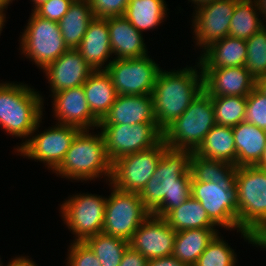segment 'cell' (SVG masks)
Listing matches in <instances>:
<instances>
[{"mask_svg": "<svg viewBox=\"0 0 266 266\" xmlns=\"http://www.w3.org/2000/svg\"><path fill=\"white\" fill-rule=\"evenodd\" d=\"M43 119L44 115L36 124L29 140L16 153L23 158L42 162L45 168L53 172L64 159L73 139L81 129L56 123L39 131Z\"/></svg>", "mask_w": 266, "mask_h": 266, "instance_id": "30bf717a", "label": "cell"}, {"mask_svg": "<svg viewBox=\"0 0 266 266\" xmlns=\"http://www.w3.org/2000/svg\"><path fill=\"white\" fill-rule=\"evenodd\" d=\"M238 230L260 241L266 234V171L261 167H236Z\"/></svg>", "mask_w": 266, "mask_h": 266, "instance_id": "5b68a950", "label": "cell"}, {"mask_svg": "<svg viewBox=\"0 0 266 266\" xmlns=\"http://www.w3.org/2000/svg\"><path fill=\"white\" fill-rule=\"evenodd\" d=\"M237 1L216 0L192 13V39L195 40V46L202 49L200 54L212 43L229 36L230 22Z\"/></svg>", "mask_w": 266, "mask_h": 266, "instance_id": "9a60e30c", "label": "cell"}, {"mask_svg": "<svg viewBox=\"0 0 266 266\" xmlns=\"http://www.w3.org/2000/svg\"><path fill=\"white\" fill-rule=\"evenodd\" d=\"M32 87L24 82H0V127L13 138H22L14 147L15 153L29 140L44 115L45 99Z\"/></svg>", "mask_w": 266, "mask_h": 266, "instance_id": "3957f363", "label": "cell"}, {"mask_svg": "<svg viewBox=\"0 0 266 266\" xmlns=\"http://www.w3.org/2000/svg\"><path fill=\"white\" fill-rule=\"evenodd\" d=\"M157 123L152 95H118L99 124Z\"/></svg>", "mask_w": 266, "mask_h": 266, "instance_id": "44dd1931", "label": "cell"}, {"mask_svg": "<svg viewBox=\"0 0 266 266\" xmlns=\"http://www.w3.org/2000/svg\"><path fill=\"white\" fill-rule=\"evenodd\" d=\"M261 18L255 0H238L231 18L229 36L245 40L251 38L266 26Z\"/></svg>", "mask_w": 266, "mask_h": 266, "instance_id": "4dcf8cb0", "label": "cell"}, {"mask_svg": "<svg viewBox=\"0 0 266 266\" xmlns=\"http://www.w3.org/2000/svg\"><path fill=\"white\" fill-rule=\"evenodd\" d=\"M74 0H49L40 4L34 12L45 19L59 22L68 12Z\"/></svg>", "mask_w": 266, "mask_h": 266, "instance_id": "ab89813d", "label": "cell"}, {"mask_svg": "<svg viewBox=\"0 0 266 266\" xmlns=\"http://www.w3.org/2000/svg\"><path fill=\"white\" fill-rule=\"evenodd\" d=\"M6 22H7L6 18H4L3 16L0 15V35L2 33V30H3L4 25H5Z\"/></svg>", "mask_w": 266, "mask_h": 266, "instance_id": "816d5d0a", "label": "cell"}, {"mask_svg": "<svg viewBox=\"0 0 266 266\" xmlns=\"http://www.w3.org/2000/svg\"><path fill=\"white\" fill-rule=\"evenodd\" d=\"M258 11L261 13L262 20L266 22V0H255Z\"/></svg>", "mask_w": 266, "mask_h": 266, "instance_id": "ee69618b", "label": "cell"}, {"mask_svg": "<svg viewBox=\"0 0 266 266\" xmlns=\"http://www.w3.org/2000/svg\"><path fill=\"white\" fill-rule=\"evenodd\" d=\"M13 1L15 0H0V15L4 18H6L5 12L8 9V6L11 5Z\"/></svg>", "mask_w": 266, "mask_h": 266, "instance_id": "f6af8a7d", "label": "cell"}, {"mask_svg": "<svg viewBox=\"0 0 266 266\" xmlns=\"http://www.w3.org/2000/svg\"><path fill=\"white\" fill-rule=\"evenodd\" d=\"M246 43L247 56L244 66L255 80L266 77V26L246 39Z\"/></svg>", "mask_w": 266, "mask_h": 266, "instance_id": "d590c367", "label": "cell"}, {"mask_svg": "<svg viewBox=\"0 0 266 266\" xmlns=\"http://www.w3.org/2000/svg\"><path fill=\"white\" fill-rule=\"evenodd\" d=\"M216 125L234 127L245 120L247 97H211Z\"/></svg>", "mask_w": 266, "mask_h": 266, "instance_id": "836d02e7", "label": "cell"}, {"mask_svg": "<svg viewBox=\"0 0 266 266\" xmlns=\"http://www.w3.org/2000/svg\"><path fill=\"white\" fill-rule=\"evenodd\" d=\"M129 0H89L94 17L124 16Z\"/></svg>", "mask_w": 266, "mask_h": 266, "instance_id": "f35d334b", "label": "cell"}, {"mask_svg": "<svg viewBox=\"0 0 266 266\" xmlns=\"http://www.w3.org/2000/svg\"><path fill=\"white\" fill-rule=\"evenodd\" d=\"M176 231L162 217L150 214L134 232L129 246L147 260L171 256Z\"/></svg>", "mask_w": 266, "mask_h": 266, "instance_id": "2e32d148", "label": "cell"}, {"mask_svg": "<svg viewBox=\"0 0 266 266\" xmlns=\"http://www.w3.org/2000/svg\"><path fill=\"white\" fill-rule=\"evenodd\" d=\"M190 150L167 147L153 176L139 193L145 208L165 218L191 197Z\"/></svg>", "mask_w": 266, "mask_h": 266, "instance_id": "6da1fadb", "label": "cell"}, {"mask_svg": "<svg viewBox=\"0 0 266 266\" xmlns=\"http://www.w3.org/2000/svg\"><path fill=\"white\" fill-rule=\"evenodd\" d=\"M55 123L78 127L79 129L97 130L99 120L92 114L86 100L83 85L50 96Z\"/></svg>", "mask_w": 266, "mask_h": 266, "instance_id": "e0dca14e", "label": "cell"}, {"mask_svg": "<svg viewBox=\"0 0 266 266\" xmlns=\"http://www.w3.org/2000/svg\"><path fill=\"white\" fill-rule=\"evenodd\" d=\"M97 129L101 130L111 162L124 155L149 149L163 139V131L157 123L99 124Z\"/></svg>", "mask_w": 266, "mask_h": 266, "instance_id": "4fadbf2b", "label": "cell"}, {"mask_svg": "<svg viewBox=\"0 0 266 266\" xmlns=\"http://www.w3.org/2000/svg\"><path fill=\"white\" fill-rule=\"evenodd\" d=\"M216 125L211 96L203 89L189 107L163 130L169 148L195 152Z\"/></svg>", "mask_w": 266, "mask_h": 266, "instance_id": "8992f818", "label": "cell"}, {"mask_svg": "<svg viewBox=\"0 0 266 266\" xmlns=\"http://www.w3.org/2000/svg\"><path fill=\"white\" fill-rule=\"evenodd\" d=\"M92 72L77 49H68L43 70L50 85L49 97L58 91L83 85Z\"/></svg>", "mask_w": 266, "mask_h": 266, "instance_id": "ac0fdd59", "label": "cell"}, {"mask_svg": "<svg viewBox=\"0 0 266 266\" xmlns=\"http://www.w3.org/2000/svg\"><path fill=\"white\" fill-rule=\"evenodd\" d=\"M147 262L148 260L140 252L129 246L124 252L119 266H147Z\"/></svg>", "mask_w": 266, "mask_h": 266, "instance_id": "60d3db41", "label": "cell"}, {"mask_svg": "<svg viewBox=\"0 0 266 266\" xmlns=\"http://www.w3.org/2000/svg\"><path fill=\"white\" fill-rule=\"evenodd\" d=\"M214 1H216V0H188V2H191L193 4L194 8H195L193 10V12L196 9L200 8L201 6H204V5L209 4L211 2H214Z\"/></svg>", "mask_w": 266, "mask_h": 266, "instance_id": "7dc6e473", "label": "cell"}, {"mask_svg": "<svg viewBox=\"0 0 266 266\" xmlns=\"http://www.w3.org/2000/svg\"><path fill=\"white\" fill-rule=\"evenodd\" d=\"M219 233L217 228L189 229L176 232L173 256L193 266L208 244Z\"/></svg>", "mask_w": 266, "mask_h": 266, "instance_id": "83f0119b", "label": "cell"}, {"mask_svg": "<svg viewBox=\"0 0 266 266\" xmlns=\"http://www.w3.org/2000/svg\"><path fill=\"white\" fill-rule=\"evenodd\" d=\"M1 257H0V266H6V265H3V262L1 261Z\"/></svg>", "mask_w": 266, "mask_h": 266, "instance_id": "f5cc1de1", "label": "cell"}, {"mask_svg": "<svg viewBox=\"0 0 266 266\" xmlns=\"http://www.w3.org/2000/svg\"><path fill=\"white\" fill-rule=\"evenodd\" d=\"M108 186L111 194L107 196L102 233L129 242L151 213L145 208L139 193L119 191L110 183Z\"/></svg>", "mask_w": 266, "mask_h": 266, "instance_id": "8fae6325", "label": "cell"}, {"mask_svg": "<svg viewBox=\"0 0 266 266\" xmlns=\"http://www.w3.org/2000/svg\"><path fill=\"white\" fill-rule=\"evenodd\" d=\"M94 14L89 0H74L68 12L58 22L62 37L68 49H77L87 31Z\"/></svg>", "mask_w": 266, "mask_h": 266, "instance_id": "4316f807", "label": "cell"}, {"mask_svg": "<svg viewBox=\"0 0 266 266\" xmlns=\"http://www.w3.org/2000/svg\"><path fill=\"white\" fill-rule=\"evenodd\" d=\"M167 147L162 139L149 149L116 159L112 162L109 183L119 191L140 193L156 171L163 151Z\"/></svg>", "mask_w": 266, "mask_h": 266, "instance_id": "7c38bea8", "label": "cell"}, {"mask_svg": "<svg viewBox=\"0 0 266 266\" xmlns=\"http://www.w3.org/2000/svg\"><path fill=\"white\" fill-rule=\"evenodd\" d=\"M83 89L92 114L101 121L118 96L109 75L105 70L93 71Z\"/></svg>", "mask_w": 266, "mask_h": 266, "instance_id": "d4e9b609", "label": "cell"}, {"mask_svg": "<svg viewBox=\"0 0 266 266\" xmlns=\"http://www.w3.org/2000/svg\"><path fill=\"white\" fill-rule=\"evenodd\" d=\"M30 256L17 255L8 262L6 266H38Z\"/></svg>", "mask_w": 266, "mask_h": 266, "instance_id": "7bdbcfd3", "label": "cell"}, {"mask_svg": "<svg viewBox=\"0 0 266 266\" xmlns=\"http://www.w3.org/2000/svg\"><path fill=\"white\" fill-rule=\"evenodd\" d=\"M190 173L199 182L235 183L236 166L223 161L209 160L196 155L190 158Z\"/></svg>", "mask_w": 266, "mask_h": 266, "instance_id": "1f68e13d", "label": "cell"}, {"mask_svg": "<svg viewBox=\"0 0 266 266\" xmlns=\"http://www.w3.org/2000/svg\"><path fill=\"white\" fill-rule=\"evenodd\" d=\"M107 197L92 193H74L60 204L62 221L73 236V242H84L102 233Z\"/></svg>", "mask_w": 266, "mask_h": 266, "instance_id": "9c48e42d", "label": "cell"}, {"mask_svg": "<svg viewBox=\"0 0 266 266\" xmlns=\"http://www.w3.org/2000/svg\"><path fill=\"white\" fill-rule=\"evenodd\" d=\"M261 248V250H266V234L262 237L260 241H257L254 245V247Z\"/></svg>", "mask_w": 266, "mask_h": 266, "instance_id": "c3c4849f", "label": "cell"}, {"mask_svg": "<svg viewBox=\"0 0 266 266\" xmlns=\"http://www.w3.org/2000/svg\"><path fill=\"white\" fill-rule=\"evenodd\" d=\"M236 149V167L258 165L266 145V130L241 122L232 127Z\"/></svg>", "mask_w": 266, "mask_h": 266, "instance_id": "cb8c5ba5", "label": "cell"}, {"mask_svg": "<svg viewBox=\"0 0 266 266\" xmlns=\"http://www.w3.org/2000/svg\"><path fill=\"white\" fill-rule=\"evenodd\" d=\"M257 166L261 167L263 170L266 171V145H265V151H264L263 157Z\"/></svg>", "mask_w": 266, "mask_h": 266, "instance_id": "681fc988", "label": "cell"}, {"mask_svg": "<svg viewBox=\"0 0 266 266\" xmlns=\"http://www.w3.org/2000/svg\"><path fill=\"white\" fill-rule=\"evenodd\" d=\"M77 50L93 71L107 68L114 59L107 18L94 17L90 21Z\"/></svg>", "mask_w": 266, "mask_h": 266, "instance_id": "ffe728a7", "label": "cell"}, {"mask_svg": "<svg viewBox=\"0 0 266 266\" xmlns=\"http://www.w3.org/2000/svg\"><path fill=\"white\" fill-rule=\"evenodd\" d=\"M246 56V40L227 36L207 47L197 61L201 68H227L244 66Z\"/></svg>", "mask_w": 266, "mask_h": 266, "instance_id": "603a6c76", "label": "cell"}, {"mask_svg": "<svg viewBox=\"0 0 266 266\" xmlns=\"http://www.w3.org/2000/svg\"><path fill=\"white\" fill-rule=\"evenodd\" d=\"M168 10L165 0H129L124 16L143 34L166 21Z\"/></svg>", "mask_w": 266, "mask_h": 266, "instance_id": "f1b7e54d", "label": "cell"}, {"mask_svg": "<svg viewBox=\"0 0 266 266\" xmlns=\"http://www.w3.org/2000/svg\"><path fill=\"white\" fill-rule=\"evenodd\" d=\"M196 155L236 166V149L233 129L215 125L205 136L204 141L194 152Z\"/></svg>", "mask_w": 266, "mask_h": 266, "instance_id": "484cf974", "label": "cell"}, {"mask_svg": "<svg viewBox=\"0 0 266 266\" xmlns=\"http://www.w3.org/2000/svg\"><path fill=\"white\" fill-rule=\"evenodd\" d=\"M150 55L131 59H113L105 71L118 95H152L162 69Z\"/></svg>", "mask_w": 266, "mask_h": 266, "instance_id": "5bb4252c", "label": "cell"}, {"mask_svg": "<svg viewBox=\"0 0 266 266\" xmlns=\"http://www.w3.org/2000/svg\"><path fill=\"white\" fill-rule=\"evenodd\" d=\"M94 252L101 266H119L129 242L103 233L88 237L84 241Z\"/></svg>", "mask_w": 266, "mask_h": 266, "instance_id": "d6a6232c", "label": "cell"}, {"mask_svg": "<svg viewBox=\"0 0 266 266\" xmlns=\"http://www.w3.org/2000/svg\"><path fill=\"white\" fill-rule=\"evenodd\" d=\"M219 232L208 244L193 266H237L235 250L224 240Z\"/></svg>", "mask_w": 266, "mask_h": 266, "instance_id": "e575fe53", "label": "cell"}, {"mask_svg": "<svg viewBox=\"0 0 266 266\" xmlns=\"http://www.w3.org/2000/svg\"><path fill=\"white\" fill-rule=\"evenodd\" d=\"M176 232L189 229L218 228L209 218L201 203L192 196L173 209L165 218Z\"/></svg>", "mask_w": 266, "mask_h": 266, "instance_id": "f546056e", "label": "cell"}, {"mask_svg": "<svg viewBox=\"0 0 266 266\" xmlns=\"http://www.w3.org/2000/svg\"><path fill=\"white\" fill-rule=\"evenodd\" d=\"M66 254V266H101L94 252L85 242H70Z\"/></svg>", "mask_w": 266, "mask_h": 266, "instance_id": "74e56055", "label": "cell"}, {"mask_svg": "<svg viewBox=\"0 0 266 266\" xmlns=\"http://www.w3.org/2000/svg\"><path fill=\"white\" fill-rule=\"evenodd\" d=\"M203 88L211 97H247L256 87V80L245 66L202 68Z\"/></svg>", "mask_w": 266, "mask_h": 266, "instance_id": "d6986e66", "label": "cell"}, {"mask_svg": "<svg viewBox=\"0 0 266 266\" xmlns=\"http://www.w3.org/2000/svg\"><path fill=\"white\" fill-rule=\"evenodd\" d=\"M22 35L19 37L20 53L43 71L59 58L68 47L64 43L59 23L38 16L31 11Z\"/></svg>", "mask_w": 266, "mask_h": 266, "instance_id": "ba28073f", "label": "cell"}, {"mask_svg": "<svg viewBox=\"0 0 266 266\" xmlns=\"http://www.w3.org/2000/svg\"><path fill=\"white\" fill-rule=\"evenodd\" d=\"M33 4V9L32 11H34L40 4L46 2V1H49V0H30Z\"/></svg>", "mask_w": 266, "mask_h": 266, "instance_id": "f907efd6", "label": "cell"}, {"mask_svg": "<svg viewBox=\"0 0 266 266\" xmlns=\"http://www.w3.org/2000/svg\"><path fill=\"white\" fill-rule=\"evenodd\" d=\"M195 63L178 70L159 71L152 98L157 126L162 131L181 116L204 89L201 64L197 60Z\"/></svg>", "mask_w": 266, "mask_h": 266, "instance_id": "7a4b0ae2", "label": "cell"}, {"mask_svg": "<svg viewBox=\"0 0 266 266\" xmlns=\"http://www.w3.org/2000/svg\"><path fill=\"white\" fill-rule=\"evenodd\" d=\"M147 266H190L189 264L180 262L173 255L161 258L150 259L147 262Z\"/></svg>", "mask_w": 266, "mask_h": 266, "instance_id": "b9f144b4", "label": "cell"}, {"mask_svg": "<svg viewBox=\"0 0 266 266\" xmlns=\"http://www.w3.org/2000/svg\"><path fill=\"white\" fill-rule=\"evenodd\" d=\"M256 88L266 95V77H262L256 80Z\"/></svg>", "mask_w": 266, "mask_h": 266, "instance_id": "bcb514c9", "label": "cell"}, {"mask_svg": "<svg viewBox=\"0 0 266 266\" xmlns=\"http://www.w3.org/2000/svg\"><path fill=\"white\" fill-rule=\"evenodd\" d=\"M91 132V129H82L73 139L64 159L53 171L57 177L67 180L96 181L105 179L110 182L112 162L107 153L101 131ZM96 133V134H95Z\"/></svg>", "mask_w": 266, "mask_h": 266, "instance_id": "277c9868", "label": "cell"}, {"mask_svg": "<svg viewBox=\"0 0 266 266\" xmlns=\"http://www.w3.org/2000/svg\"><path fill=\"white\" fill-rule=\"evenodd\" d=\"M114 59L140 58L148 55L143 34L125 16L107 18Z\"/></svg>", "mask_w": 266, "mask_h": 266, "instance_id": "7402d4cb", "label": "cell"}, {"mask_svg": "<svg viewBox=\"0 0 266 266\" xmlns=\"http://www.w3.org/2000/svg\"><path fill=\"white\" fill-rule=\"evenodd\" d=\"M191 196L198 200L210 220L224 230L241 234L248 244L255 245L257 240L248 232L238 230V194L235 183L199 182L191 179Z\"/></svg>", "mask_w": 266, "mask_h": 266, "instance_id": "52a82bcc", "label": "cell"}, {"mask_svg": "<svg viewBox=\"0 0 266 266\" xmlns=\"http://www.w3.org/2000/svg\"><path fill=\"white\" fill-rule=\"evenodd\" d=\"M244 121L266 130V95L256 87L247 96Z\"/></svg>", "mask_w": 266, "mask_h": 266, "instance_id": "8d00e7d4", "label": "cell"}]
</instances>
